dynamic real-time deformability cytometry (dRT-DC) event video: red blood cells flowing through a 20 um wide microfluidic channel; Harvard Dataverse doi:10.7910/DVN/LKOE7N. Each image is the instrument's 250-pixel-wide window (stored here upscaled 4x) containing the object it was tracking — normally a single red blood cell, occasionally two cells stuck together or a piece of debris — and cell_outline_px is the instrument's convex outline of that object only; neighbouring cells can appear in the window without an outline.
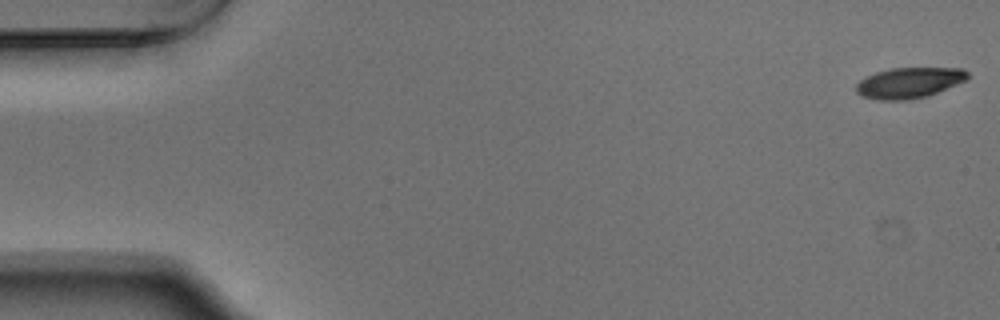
{"species": "Egyptian fruit bat (a non-hibernating species)", "species_latin": "Rousettus aegyptiacus", "temperature_condition": "warm", "stored_images_in_passage": 54, "camera_frame_rate_fps": 3000, "um_per_image_px": 0.085, "animal": {"sex": "male"}, "frame": {"image": 1, "passage_image": 1, "time_ms": 0.0, "image_size_px": [1000, 320], "cell_outline_px": [[968, 76], [964, 80], [956, 84], [928, 96], [908, 100], [876, 100], [860, 96], [856, 92], [856, 84], [860, 80], [876, 72], [892, 68], [964, 68], [968, 72]], "centroid_in_image_um": [77.24, 7.04], "position_along_channel_um": 7.8, "area_um2": 19.88}}
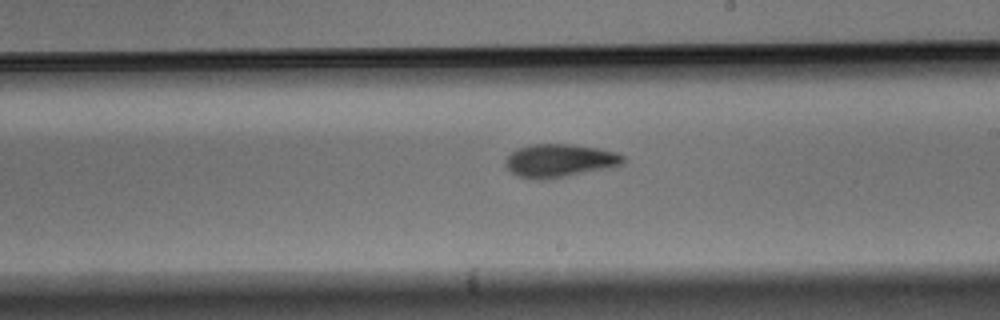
{"frame": {"image": 2, "passage_image": 31, "time_ms": 10.0, "image_size_px": [1000, 320], "cell_outline_px": [[624, 164], [608, 168], [568, 176], [544, 180], [532, 180], [516, 176], [504, 164], [504, 160], [516, 148], [532, 144], [572, 144], [600, 148], [616, 152], [624, 156]], "centroid_in_image_um": [47.55, 13.66], "position_along_channel_um": 241.4, "area_um2": 23.06}}
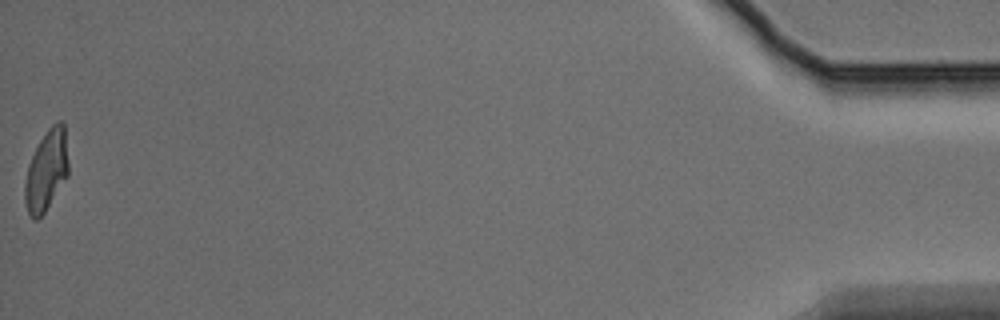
{"frame": {"image": 3, "passage_image": 54, "time_ms": 17.667, "image_size_px": [1000, 320], "cell_outline_px": [[68, 176], [44, 212], [36, 220], [32, 220], [28, 212], [24, 200], [24, 184], [28, 164], [40, 140], [48, 128], [56, 120], [60, 120], [64, 124], [68, 160]], "centroid_in_image_um": [3.94, 14.48], "position_along_channel_um": 431.3, "area_um2": 20.46}, "authors_computed_cell_mechanics": {"area_um2": 21.5305, "velocity_mm_per_s": 3.7484, "shape_relaxation_time_tau1_ms": 4.6318, "shape_relaxation_time_tau2_ms": 3.2517, "deformation_change_tau1": 0.166, "deformation_change_tau2": 0.1031}}